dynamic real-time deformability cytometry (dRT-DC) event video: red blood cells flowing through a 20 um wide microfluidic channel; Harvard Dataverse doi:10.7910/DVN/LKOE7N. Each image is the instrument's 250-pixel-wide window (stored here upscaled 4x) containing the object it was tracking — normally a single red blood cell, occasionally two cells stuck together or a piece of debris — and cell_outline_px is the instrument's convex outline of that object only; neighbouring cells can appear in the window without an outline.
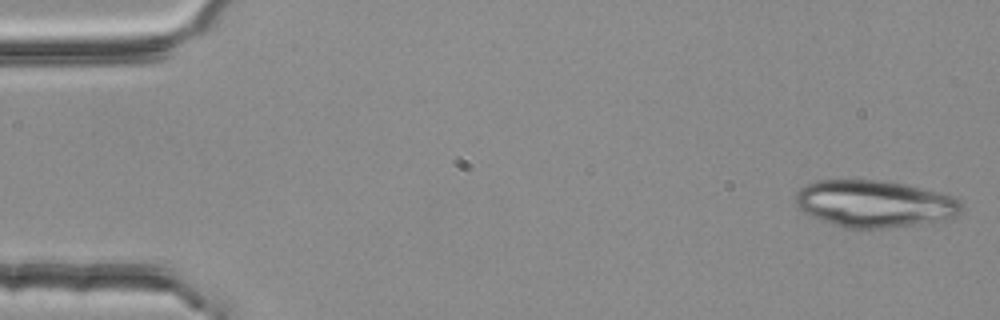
{"species": "common noctule bat (a hibernating species)", "species_latin": "Nyctalus noctula", "temperature_condition": "room temperature", "stored_images_in_passage": 16, "camera_frame_rate_fps": 3000, "um_per_image_px": 0.085, "animal": {"sex": "female", "body_mass_g": 25.1}, "frame": {"image": 1, "passage_image": 1, "time_ms": 0.0, "image_size_px": [1000, 320], "cell_outline_px": [[964, 212], [956, 216], [916, 224], [888, 228], [844, 228], [820, 220], [800, 212], [796, 208], [796, 192], [800, 188], [816, 180], [880, 180], [904, 184], [952, 196], [960, 200], [964, 204]], "centroid_in_image_um": [74.29, 17.32], "position_along_channel_um": 10.7, "area_um2": 45.55}}